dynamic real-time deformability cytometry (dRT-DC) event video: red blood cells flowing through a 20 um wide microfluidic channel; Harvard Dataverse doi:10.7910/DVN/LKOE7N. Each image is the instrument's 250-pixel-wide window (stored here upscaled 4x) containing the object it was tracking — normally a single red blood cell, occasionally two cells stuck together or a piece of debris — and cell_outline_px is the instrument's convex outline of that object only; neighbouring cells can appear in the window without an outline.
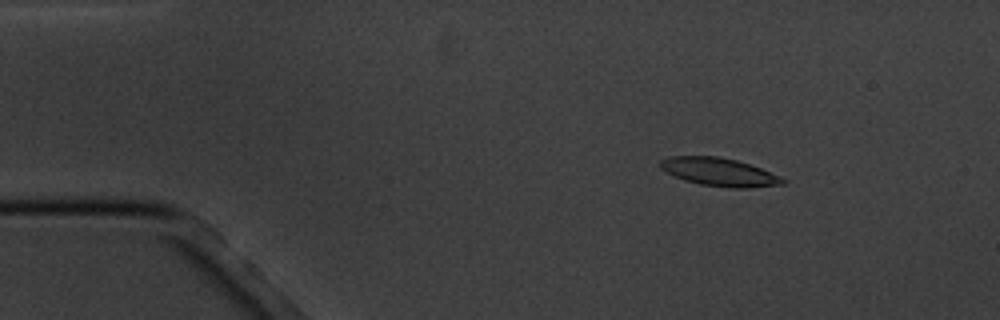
{"species": "common noctule bat (a hibernating species)", "species_latin": "Nyctalus noctula", "temperature_condition": "cold", "stored_images_in_passage": 7, "camera_frame_rate_fps": 3000, "um_per_image_px": 0.085, "animal": {"sex": "male", "body_mass_g": 20.1, "forearm_length_mm": 53.5}, "frame": {"image": 1, "passage_image": 3, "time_ms": 2.333, "image_size_px": [1000, 320], "cell_outline_px": [[788, 180], [784, 184], [748, 188], [728, 188], [700, 184], [684, 180], [660, 168], [656, 164], [660, 160], [668, 156], [716, 156], [736, 160], [760, 168], [780, 176]], "centroid_in_image_um": [61.12, 14.62], "position_along_channel_um": 23.9, "area_um2": 20.11}}
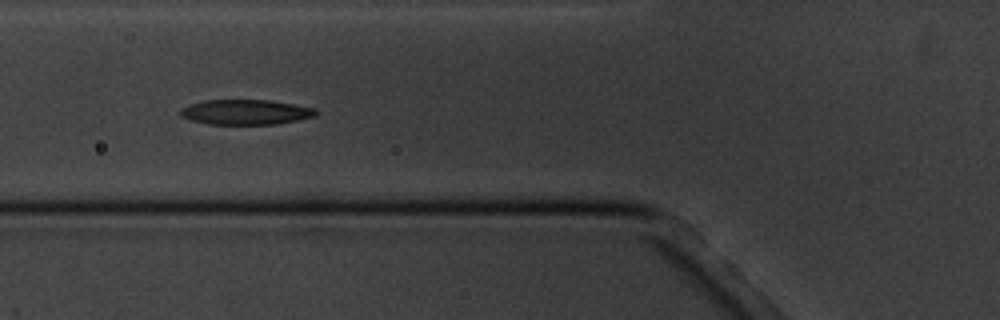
{"frame": {"image": 2, "passage_image": 6, "time_ms": 6.667, "image_size_px": [1000, 320], "cell_outline_px": [[316, 116], [276, 124], [208, 124], [192, 120], [180, 116], [180, 108], [188, 104], [204, 100], [268, 100], [316, 108]], "centroid_in_image_um": [20.84, 9.52], "position_along_channel_um": 105.0, "area_um2": 19.71}}
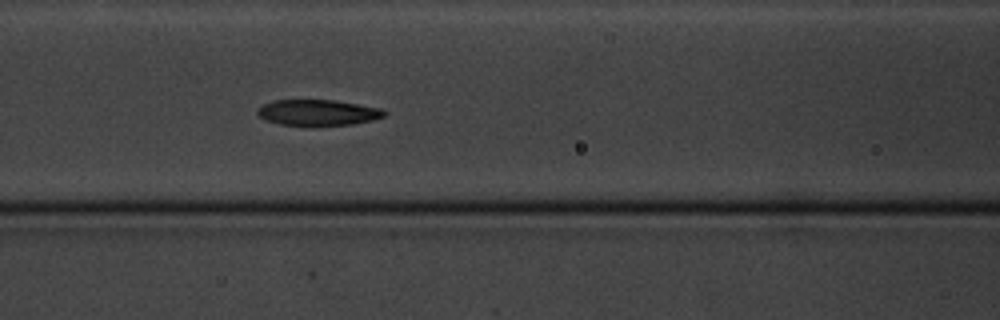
{"frame": {"image": 3, "passage_image": 7, "time_ms": 7.667, "image_size_px": [1000, 320], "cell_outline_px": [[388, 112], [384, 116], [372, 120], [352, 124], [308, 128], [280, 124], [264, 120], [256, 112], [264, 104], [272, 100], [332, 100], [384, 108]], "centroid_in_image_um": [27.03, 9.6], "position_along_channel_um": 139.6, "area_um2": 19.77}}